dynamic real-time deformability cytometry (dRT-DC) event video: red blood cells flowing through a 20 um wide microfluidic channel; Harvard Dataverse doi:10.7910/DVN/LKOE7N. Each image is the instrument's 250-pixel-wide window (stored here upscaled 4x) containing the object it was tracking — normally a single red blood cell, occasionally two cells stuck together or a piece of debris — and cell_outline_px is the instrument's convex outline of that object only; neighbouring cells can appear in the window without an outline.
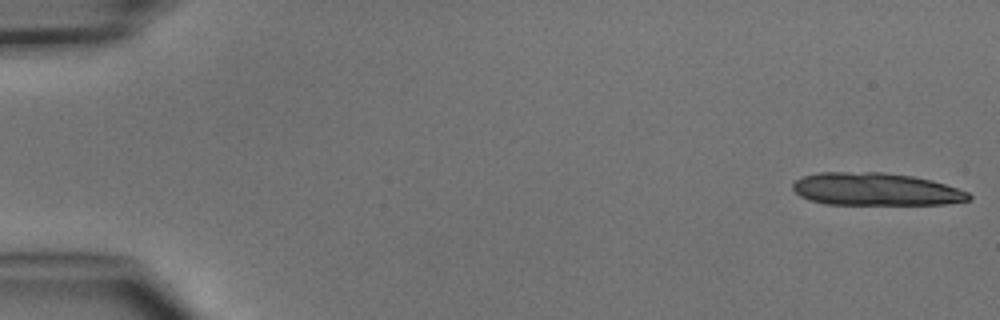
{"species": "common noctule bat (a hibernating species)", "species_latin": "Nyctalus noctula", "temperature_condition": "cold", "stored_images_in_passage": 4, "camera_frame_rate_fps": 3000, "um_per_image_px": 0.085, "animal": {"sex": "male", "body_mass_g": 15.6}, "frame": {"image": 1, "passage_image": 1, "time_ms": 0.0, "image_size_px": [1000, 320], "cell_outline_px": [[972, 196], [968, 200], [948, 204], [824, 204], [808, 200], [800, 196], [792, 188], [792, 184], [796, 180], [804, 176], [820, 172], [884, 172], [912, 176], [932, 180], [968, 192]], "centroid_in_image_um": [74.41, 16.09], "position_along_channel_um": 10.6, "area_um2": 33.47}}